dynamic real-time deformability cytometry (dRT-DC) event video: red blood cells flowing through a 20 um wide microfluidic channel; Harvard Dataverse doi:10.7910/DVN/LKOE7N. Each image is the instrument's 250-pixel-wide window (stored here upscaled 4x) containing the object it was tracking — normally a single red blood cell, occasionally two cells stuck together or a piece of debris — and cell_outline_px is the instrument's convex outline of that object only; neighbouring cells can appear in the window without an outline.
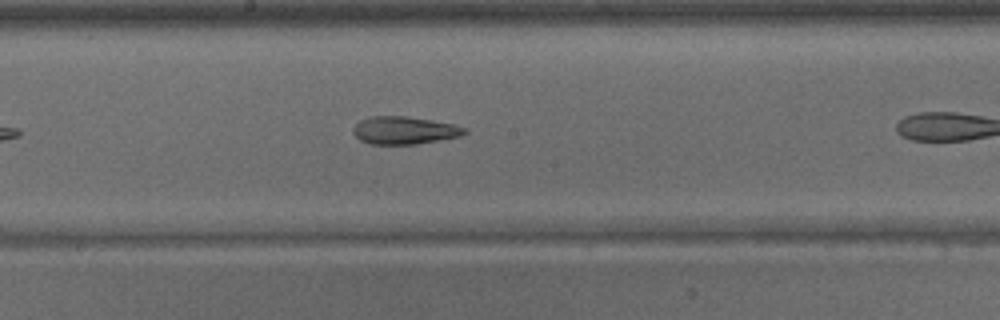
{"species": "common noctule bat (a hibernating species)", "species_latin": "Nyctalus noctula", "temperature_condition": "warm", "stored_images_in_passage": 16, "camera_frame_rate_fps": 3000, "um_per_image_px": 0.085, "animal": {"sex": "male", "body_mass_g": 15.6}, "frame": {"image": 1, "passage_image": 12, "time_ms": 3.667, "image_size_px": [1000, 320], "cell_outline_px": [[468, 132], [460, 136], [440, 140], [416, 144], [372, 144], [360, 140], [352, 132], [352, 128], [360, 120], [372, 116], [404, 116], [432, 120], [452, 124], [468, 128]], "centroid_in_image_um": [34.38, 11.08], "position_along_channel_um": 213.8, "area_um2": 17.98}}